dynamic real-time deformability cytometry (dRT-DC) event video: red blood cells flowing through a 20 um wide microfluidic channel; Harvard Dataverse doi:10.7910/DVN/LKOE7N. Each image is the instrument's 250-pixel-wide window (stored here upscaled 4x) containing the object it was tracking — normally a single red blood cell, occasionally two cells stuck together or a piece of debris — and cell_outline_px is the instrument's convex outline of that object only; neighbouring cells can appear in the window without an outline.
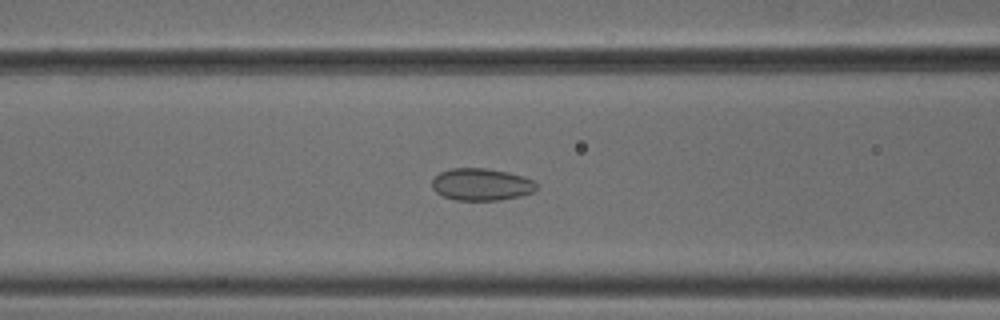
{"species": "common noctule bat (a hibernating species)", "species_latin": "Nyctalus noctula", "temperature_condition": "cold", "stored_images_in_passage": 52, "camera_frame_rate_fps": 3000, "um_per_image_px": 0.085, "animal": {"sex": "male", "body_mass_g": 18.8}, "frame": {"image": 1, "passage_image": 21, "time_ms": 6.667, "image_size_px": [1000, 320], "cell_outline_px": [[536, 188], [532, 192], [520, 196], [500, 200], [456, 200], [444, 196], [436, 192], [432, 188], [432, 180], [440, 172], [452, 168], [488, 168], [524, 176], [532, 180], [536, 184]], "centroid_in_image_um": [40.9, 15.67], "position_along_channel_um": 125.7, "area_um2": 19.48}}
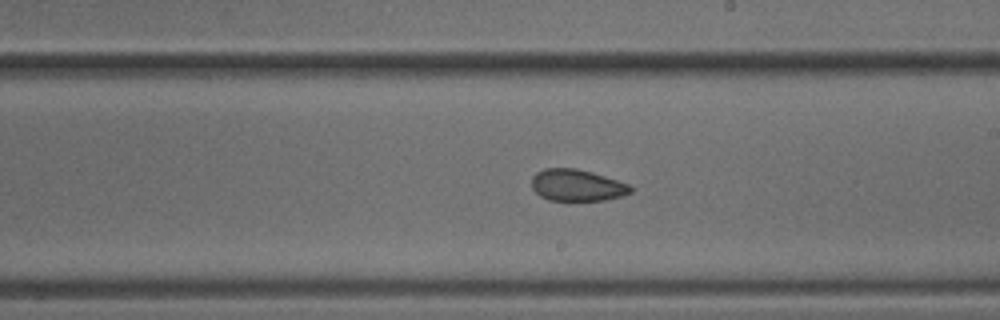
{"frame": {"image": 2, "passage_image": 30, "time_ms": 9.667, "image_size_px": [1000, 320], "cell_outline_px": [[632, 192], [620, 196], [604, 200], [548, 200], [540, 196], [532, 188], [532, 176], [536, 172], [544, 168], [576, 168], [592, 172], [628, 184], [632, 188]], "centroid_in_image_um": [49.0, 15.74], "position_along_channel_um": 240.0, "area_um2": 18.15}}
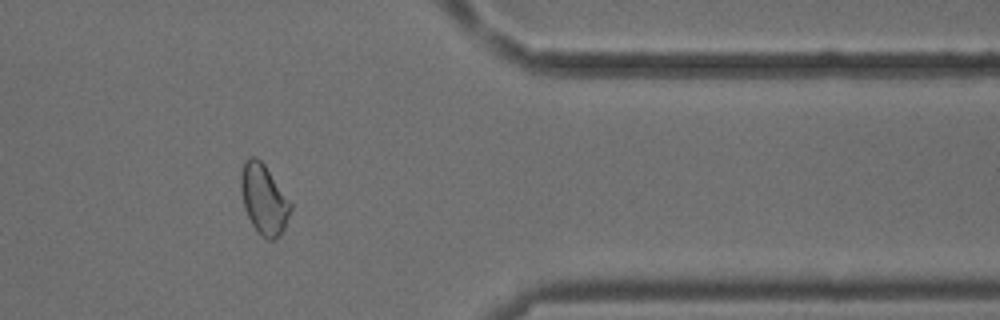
{"frame": {"image": 3, "passage_image": 43, "time_ms": 14.0, "image_size_px": [1000, 320], "cell_outline_px": [[292, 208], [284, 228], [280, 236], [272, 240], [268, 240], [252, 224], [244, 208], [240, 188], [240, 172], [244, 160], [252, 156], [256, 156], [264, 164], [292, 204]], "centroid_in_image_um": [22.41, 16.9], "position_along_channel_um": 389.0, "area_um2": 20.11}, "authors_computed_cell_mechanics": {"area_um2": 20.2011, "velocity_mm_per_s": 3.8089, "shape_relaxation_time_tau1_ms": null, "shape_relaxation_time_tau2_ms": 1.8958, "deformation_change_tau1": null, "deformation_change_tau2": 0.0583}}